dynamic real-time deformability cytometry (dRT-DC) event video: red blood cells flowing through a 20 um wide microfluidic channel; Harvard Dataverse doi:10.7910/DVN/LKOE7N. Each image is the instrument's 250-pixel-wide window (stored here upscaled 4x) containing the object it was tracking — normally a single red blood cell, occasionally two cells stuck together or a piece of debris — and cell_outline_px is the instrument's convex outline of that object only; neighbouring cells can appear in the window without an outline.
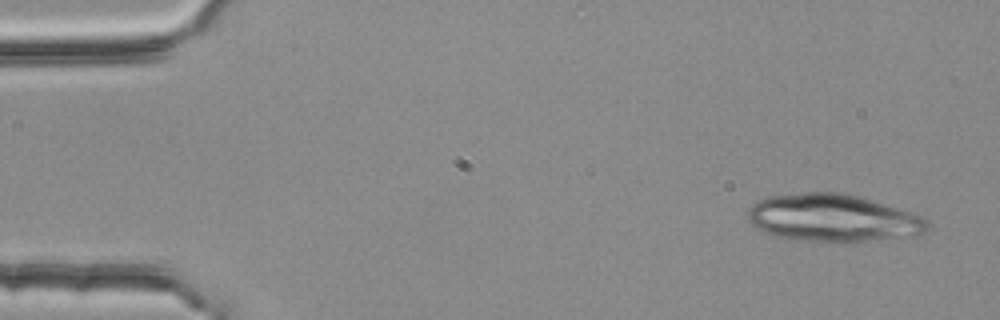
{"species": "common noctule bat (a hibernating species)", "species_latin": "Nyctalus noctula", "temperature_condition": "room temperature", "stored_images_in_passage": 4, "camera_frame_rate_fps": 3000, "um_per_image_px": 0.085, "animal": {"sex": "female", "body_mass_g": 25.1}, "frame": {"image": 1, "passage_image": 4, "time_ms": 1.0, "image_size_px": [1000, 320], "cell_outline_px": [[928, 228], [924, 232], [916, 236], [868, 240], [804, 240], [776, 236], [752, 224], [748, 220], [748, 208], [752, 204], [768, 196], [804, 192], [840, 192], [872, 200], [916, 212], [928, 220]], "centroid_in_image_um": [70.85, 18.49], "position_along_channel_um": 14.1, "area_um2": 49.13}}